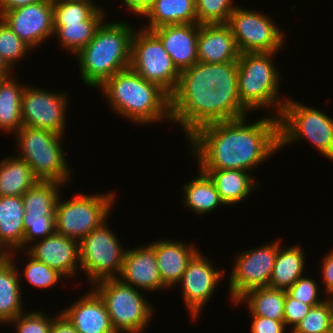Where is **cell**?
<instances>
[{
  "mask_svg": "<svg viewBox=\"0 0 333 333\" xmlns=\"http://www.w3.org/2000/svg\"><path fill=\"white\" fill-rule=\"evenodd\" d=\"M24 238L23 250H26L35 241L41 240L56 232L55 216H31L25 213L23 219Z\"/></svg>",
  "mask_w": 333,
  "mask_h": 333,
  "instance_id": "39",
  "label": "cell"
},
{
  "mask_svg": "<svg viewBox=\"0 0 333 333\" xmlns=\"http://www.w3.org/2000/svg\"><path fill=\"white\" fill-rule=\"evenodd\" d=\"M154 249L157 258V266L163 284L169 289L176 287L181 281L188 262L199 251L194 244H185L175 239H158L149 243Z\"/></svg>",
  "mask_w": 333,
  "mask_h": 333,
  "instance_id": "23",
  "label": "cell"
},
{
  "mask_svg": "<svg viewBox=\"0 0 333 333\" xmlns=\"http://www.w3.org/2000/svg\"><path fill=\"white\" fill-rule=\"evenodd\" d=\"M20 251L8 254L0 262V324H8L21 313L25 312L22 302V286L19 278V267L14 262L15 255ZM21 286V287H20ZM24 310V311H23Z\"/></svg>",
  "mask_w": 333,
  "mask_h": 333,
  "instance_id": "24",
  "label": "cell"
},
{
  "mask_svg": "<svg viewBox=\"0 0 333 333\" xmlns=\"http://www.w3.org/2000/svg\"><path fill=\"white\" fill-rule=\"evenodd\" d=\"M252 333H286L284 321L273 320L267 317L251 316Z\"/></svg>",
  "mask_w": 333,
  "mask_h": 333,
  "instance_id": "44",
  "label": "cell"
},
{
  "mask_svg": "<svg viewBox=\"0 0 333 333\" xmlns=\"http://www.w3.org/2000/svg\"><path fill=\"white\" fill-rule=\"evenodd\" d=\"M276 255L273 273L268 287L287 291L294 282L305 274L306 256L301 245L281 247Z\"/></svg>",
  "mask_w": 333,
  "mask_h": 333,
  "instance_id": "30",
  "label": "cell"
},
{
  "mask_svg": "<svg viewBox=\"0 0 333 333\" xmlns=\"http://www.w3.org/2000/svg\"><path fill=\"white\" fill-rule=\"evenodd\" d=\"M321 268V278L323 279V285L325 294L333 293V250L328 252L322 260Z\"/></svg>",
  "mask_w": 333,
  "mask_h": 333,
  "instance_id": "45",
  "label": "cell"
},
{
  "mask_svg": "<svg viewBox=\"0 0 333 333\" xmlns=\"http://www.w3.org/2000/svg\"><path fill=\"white\" fill-rule=\"evenodd\" d=\"M214 182L222 202L226 205L238 204L259 187L248 171L236 169L202 170ZM253 190V191H252Z\"/></svg>",
  "mask_w": 333,
  "mask_h": 333,
  "instance_id": "27",
  "label": "cell"
},
{
  "mask_svg": "<svg viewBox=\"0 0 333 333\" xmlns=\"http://www.w3.org/2000/svg\"><path fill=\"white\" fill-rule=\"evenodd\" d=\"M99 6L92 0H64L53 3L54 23L85 21Z\"/></svg>",
  "mask_w": 333,
  "mask_h": 333,
  "instance_id": "37",
  "label": "cell"
},
{
  "mask_svg": "<svg viewBox=\"0 0 333 333\" xmlns=\"http://www.w3.org/2000/svg\"><path fill=\"white\" fill-rule=\"evenodd\" d=\"M172 122L180 125L187 139L200 127L246 117L238 93L217 89L201 92H173L170 95Z\"/></svg>",
  "mask_w": 333,
  "mask_h": 333,
  "instance_id": "4",
  "label": "cell"
},
{
  "mask_svg": "<svg viewBox=\"0 0 333 333\" xmlns=\"http://www.w3.org/2000/svg\"><path fill=\"white\" fill-rule=\"evenodd\" d=\"M127 9L141 17L149 10L155 0H121Z\"/></svg>",
  "mask_w": 333,
  "mask_h": 333,
  "instance_id": "47",
  "label": "cell"
},
{
  "mask_svg": "<svg viewBox=\"0 0 333 333\" xmlns=\"http://www.w3.org/2000/svg\"><path fill=\"white\" fill-rule=\"evenodd\" d=\"M320 287L316 280L302 275L294 284L286 291L287 294L295 300L302 303L316 306L322 303L325 299H320Z\"/></svg>",
  "mask_w": 333,
  "mask_h": 333,
  "instance_id": "42",
  "label": "cell"
},
{
  "mask_svg": "<svg viewBox=\"0 0 333 333\" xmlns=\"http://www.w3.org/2000/svg\"><path fill=\"white\" fill-rule=\"evenodd\" d=\"M52 3H57V2H60V1H64V0H50Z\"/></svg>",
  "mask_w": 333,
  "mask_h": 333,
  "instance_id": "52",
  "label": "cell"
},
{
  "mask_svg": "<svg viewBox=\"0 0 333 333\" xmlns=\"http://www.w3.org/2000/svg\"><path fill=\"white\" fill-rule=\"evenodd\" d=\"M286 291L269 287L254 288L247 291L234 305L246 304L251 316L267 317L284 321V302Z\"/></svg>",
  "mask_w": 333,
  "mask_h": 333,
  "instance_id": "31",
  "label": "cell"
},
{
  "mask_svg": "<svg viewBox=\"0 0 333 333\" xmlns=\"http://www.w3.org/2000/svg\"><path fill=\"white\" fill-rule=\"evenodd\" d=\"M49 333H79L74 325L61 313L53 318Z\"/></svg>",
  "mask_w": 333,
  "mask_h": 333,
  "instance_id": "46",
  "label": "cell"
},
{
  "mask_svg": "<svg viewBox=\"0 0 333 333\" xmlns=\"http://www.w3.org/2000/svg\"><path fill=\"white\" fill-rule=\"evenodd\" d=\"M137 29L131 40L129 67L171 95L176 89L181 72L160 39L151 30L143 29L141 26Z\"/></svg>",
  "mask_w": 333,
  "mask_h": 333,
  "instance_id": "10",
  "label": "cell"
},
{
  "mask_svg": "<svg viewBox=\"0 0 333 333\" xmlns=\"http://www.w3.org/2000/svg\"><path fill=\"white\" fill-rule=\"evenodd\" d=\"M40 1L42 0H0V13H4L7 10L16 9Z\"/></svg>",
  "mask_w": 333,
  "mask_h": 333,
  "instance_id": "48",
  "label": "cell"
},
{
  "mask_svg": "<svg viewBox=\"0 0 333 333\" xmlns=\"http://www.w3.org/2000/svg\"><path fill=\"white\" fill-rule=\"evenodd\" d=\"M0 19L34 50L52 39L54 11L50 0L29 4L0 13Z\"/></svg>",
  "mask_w": 333,
  "mask_h": 333,
  "instance_id": "16",
  "label": "cell"
},
{
  "mask_svg": "<svg viewBox=\"0 0 333 333\" xmlns=\"http://www.w3.org/2000/svg\"><path fill=\"white\" fill-rule=\"evenodd\" d=\"M4 78L0 75V82L3 80Z\"/></svg>",
  "mask_w": 333,
  "mask_h": 333,
  "instance_id": "53",
  "label": "cell"
},
{
  "mask_svg": "<svg viewBox=\"0 0 333 333\" xmlns=\"http://www.w3.org/2000/svg\"><path fill=\"white\" fill-rule=\"evenodd\" d=\"M68 95L32 85L22 94L21 117L23 126L65 134L67 126Z\"/></svg>",
  "mask_w": 333,
  "mask_h": 333,
  "instance_id": "14",
  "label": "cell"
},
{
  "mask_svg": "<svg viewBox=\"0 0 333 333\" xmlns=\"http://www.w3.org/2000/svg\"><path fill=\"white\" fill-rule=\"evenodd\" d=\"M118 278L143 292L168 289L160 276L155 251L149 244L126 249Z\"/></svg>",
  "mask_w": 333,
  "mask_h": 333,
  "instance_id": "19",
  "label": "cell"
},
{
  "mask_svg": "<svg viewBox=\"0 0 333 333\" xmlns=\"http://www.w3.org/2000/svg\"><path fill=\"white\" fill-rule=\"evenodd\" d=\"M278 52L240 53L238 61V95L242 106L249 112L269 108L272 116L279 117L287 96H279L281 75L273 57ZM280 98H279V97ZM279 98V99H278ZM252 111V112H250Z\"/></svg>",
  "mask_w": 333,
  "mask_h": 333,
  "instance_id": "5",
  "label": "cell"
},
{
  "mask_svg": "<svg viewBox=\"0 0 333 333\" xmlns=\"http://www.w3.org/2000/svg\"><path fill=\"white\" fill-rule=\"evenodd\" d=\"M15 75L0 82V130L13 135L22 124L21 102L26 84L18 83Z\"/></svg>",
  "mask_w": 333,
  "mask_h": 333,
  "instance_id": "33",
  "label": "cell"
},
{
  "mask_svg": "<svg viewBox=\"0 0 333 333\" xmlns=\"http://www.w3.org/2000/svg\"><path fill=\"white\" fill-rule=\"evenodd\" d=\"M331 321L326 301L312 306L309 313L289 333H331Z\"/></svg>",
  "mask_w": 333,
  "mask_h": 333,
  "instance_id": "40",
  "label": "cell"
},
{
  "mask_svg": "<svg viewBox=\"0 0 333 333\" xmlns=\"http://www.w3.org/2000/svg\"><path fill=\"white\" fill-rule=\"evenodd\" d=\"M332 325V327H331V333H333V324H331Z\"/></svg>",
  "mask_w": 333,
  "mask_h": 333,
  "instance_id": "54",
  "label": "cell"
},
{
  "mask_svg": "<svg viewBox=\"0 0 333 333\" xmlns=\"http://www.w3.org/2000/svg\"><path fill=\"white\" fill-rule=\"evenodd\" d=\"M43 314L41 311H30L21 313L7 325H13L16 333H49L53 318L51 315Z\"/></svg>",
  "mask_w": 333,
  "mask_h": 333,
  "instance_id": "41",
  "label": "cell"
},
{
  "mask_svg": "<svg viewBox=\"0 0 333 333\" xmlns=\"http://www.w3.org/2000/svg\"><path fill=\"white\" fill-rule=\"evenodd\" d=\"M92 289L104 301L117 333H142L154 317L155 308L150 300L119 278L101 280Z\"/></svg>",
  "mask_w": 333,
  "mask_h": 333,
  "instance_id": "8",
  "label": "cell"
},
{
  "mask_svg": "<svg viewBox=\"0 0 333 333\" xmlns=\"http://www.w3.org/2000/svg\"><path fill=\"white\" fill-rule=\"evenodd\" d=\"M99 6L85 21L79 23H54L53 37L62 49L76 55L93 38L97 29L106 21L107 13ZM62 44V45H61Z\"/></svg>",
  "mask_w": 333,
  "mask_h": 333,
  "instance_id": "26",
  "label": "cell"
},
{
  "mask_svg": "<svg viewBox=\"0 0 333 333\" xmlns=\"http://www.w3.org/2000/svg\"><path fill=\"white\" fill-rule=\"evenodd\" d=\"M26 251L67 279L75 277L80 270L79 242L59 233L35 241Z\"/></svg>",
  "mask_w": 333,
  "mask_h": 333,
  "instance_id": "18",
  "label": "cell"
},
{
  "mask_svg": "<svg viewBox=\"0 0 333 333\" xmlns=\"http://www.w3.org/2000/svg\"><path fill=\"white\" fill-rule=\"evenodd\" d=\"M227 24L240 53L279 52L284 47L285 34L272 17L263 12L239 7L230 15Z\"/></svg>",
  "mask_w": 333,
  "mask_h": 333,
  "instance_id": "12",
  "label": "cell"
},
{
  "mask_svg": "<svg viewBox=\"0 0 333 333\" xmlns=\"http://www.w3.org/2000/svg\"><path fill=\"white\" fill-rule=\"evenodd\" d=\"M200 24L165 25L151 30L161 41L181 72L198 62L197 39Z\"/></svg>",
  "mask_w": 333,
  "mask_h": 333,
  "instance_id": "20",
  "label": "cell"
},
{
  "mask_svg": "<svg viewBox=\"0 0 333 333\" xmlns=\"http://www.w3.org/2000/svg\"><path fill=\"white\" fill-rule=\"evenodd\" d=\"M198 24L227 23L235 10L233 0H195Z\"/></svg>",
  "mask_w": 333,
  "mask_h": 333,
  "instance_id": "38",
  "label": "cell"
},
{
  "mask_svg": "<svg viewBox=\"0 0 333 333\" xmlns=\"http://www.w3.org/2000/svg\"><path fill=\"white\" fill-rule=\"evenodd\" d=\"M197 177L186 182L183 187V205L191 209L196 215L204 216L214 210L225 206L216 186L207 173L198 168Z\"/></svg>",
  "mask_w": 333,
  "mask_h": 333,
  "instance_id": "29",
  "label": "cell"
},
{
  "mask_svg": "<svg viewBox=\"0 0 333 333\" xmlns=\"http://www.w3.org/2000/svg\"><path fill=\"white\" fill-rule=\"evenodd\" d=\"M129 24L125 20L104 21L94 38L75 55L85 85L99 89L116 73L129 68L135 31Z\"/></svg>",
  "mask_w": 333,
  "mask_h": 333,
  "instance_id": "3",
  "label": "cell"
},
{
  "mask_svg": "<svg viewBox=\"0 0 333 333\" xmlns=\"http://www.w3.org/2000/svg\"><path fill=\"white\" fill-rule=\"evenodd\" d=\"M61 199L60 195L54 215L56 233L80 242L108 220L116 195L112 191L92 195L81 193L67 201Z\"/></svg>",
  "mask_w": 333,
  "mask_h": 333,
  "instance_id": "9",
  "label": "cell"
},
{
  "mask_svg": "<svg viewBox=\"0 0 333 333\" xmlns=\"http://www.w3.org/2000/svg\"><path fill=\"white\" fill-rule=\"evenodd\" d=\"M38 181L31 167L16 155L0 161V196H22Z\"/></svg>",
  "mask_w": 333,
  "mask_h": 333,
  "instance_id": "32",
  "label": "cell"
},
{
  "mask_svg": "<svg viewBox=\"0 0 333 333\" xmlns=\"http://www.w3.org/2000/svg\"><path fill=\"white\" fill-rule=\"evenodd\" d=\"M324 299H325L328 309H329L331 324H333V293L326 295V297Z\"/></svg>",
  "mask_w": 333,
  "mask_h": 333,
  "instance_id": "50",
  "label": "cell"
},
{
  "mask_svg": "<svg viewBox=\"0 0 333 333\" xmlns=\"http://www.w3.org/2000/svg\"><path fill=\"white\" fill-rule=\"evenodd\" d=\"M312 305L295 300L286 293L284 302V324L291 332L297 324L309 313Z\"/></svg>",
  "mask_w": 333,
  "mask_h": 333,
  "instance_id": "43",
  "label": "cell"
},
{
  "mask_svg": "<svg viewBox=\"0 0 333 333\" xmlns=\"http://www.w3.org/2000/svg\"><path fill=\"white\" fill-rule=\"evenodd\" d=\"M279 248L280 238H277L261 247L236 253L228 281L231 303L251 289L268 287Z\"/></svg>",
  "mask_w": 333,
  "mask_h": 333,
  "instance_id": "13",
  "label": "cell"
},
{
  "mask_svg": "<svg viewBox=\"0 0 333 333\" xmlns=\"http://www.w3.org/2000/svg\"><path fill=\"white\" fill-rule=\"evenodd\" d=\"M60 312L79 333H117L104 301L93 289Z\"/></svg>",
  "mask_w": 333,
  "mask_h": 333,
  "instance_id": "21",
  "label": "cell"
},
{
  "mask_svg": "<svg viewBox=\"0 0 333 333\" xmlns=\"http://www.w3.org/2000/svg\"><path fill=\"white\" fill-rule=\"evenodd\" d=\"M247 116L200 127L187 140L201 170L251 172L279 151V119L272 112L254 122Z\"/></svg>",
  "mask_w": 333,
  "mask_h": 333,
  "instance_id": "1",
  "label": "cell"
},
{
  "mask_svg": "<svg viewBox=\"0 0 333 333\" xmlns=\"http://www.w3.org/2000/svg\"><path fill=\"white\" fill-rule=\"evenodd\" d=\"M149 19L143 29L153 30L165 25L198 23L195 0H155L143 15Z\"/></svg>",
  "mask_w": 333,
  "mask_h": 333,
  "instance_id": "28",
  "label": "cell"
},
{
  "mask_svg": "<svg viewBox=\"0 0 333 333\" xmlns=\"http://www.w3.org/2000/svg\"><path fill=\"white\" fill-rule=\"evenodd\" d=\"M15 73H12V69L7 65V63L0 56V75L3 78L9 77Z\"/></svg>",
  "mask_w": 333,
  "mask_h": 333,
  "instance_id": "49",
  "label": "cell"
},
{
  "mask_svg": "<svg viewBox=\"0 0 333 333\" xmlns=\"http://www.w3.org/2000/svg\"><path fill=\"white\" fill-rule=\"evenodd\" d=\"M202 252L198 251L188 262L183 273L179 288H181L182 298L191 319L196 320L206 302H209L216 291L220 280L225 278V270H218Z\"/></svg>",
  "mask_w": 333,
  "mask_h": 333,
  "instance_id": "15",
  "label": "cell"
},
{
  "mask_svg": "<svg viewBox=\"0 0 333 333\" xmlns=\"http://www.w3.org/2000/svg\"><path fill=\"white\" fill-rule=\"evenodd\" d=\"M24 216L22 196H0V249L6 256L23 251Z\"/></svg>",
  "mask_w": 333,
  "mask_h": 333,
  "instance_id": "25",
  "label": "cell"
},
{
  "mask_svg": "<svg viewBox=\"0 0 333 333\" xmlns=\"http://www.w3.org/2000/svg\"><path fill=\"white\" fill-rule=\"evenodd\" d=\"M279 119V151L289 144L311 142L319 153L333 161V118L318 108L293 98L283 105Z\"/></svg>",
  "mask_w": 333,
  "mask_h": 333,
  "instance_id": "7",
  "label": "cell"
},
{
  "mask_svg": "<svg viewBox=\"0 0 333 333\" xmlns=\"http://www.w3.org/2000/svg\"><path fill=\"white\" fill-rule=\"evenodd\" d=\"M197 50L198 61L205 63L237 61L240 55L227 23L200 24Z\"/></svg>",
  "mask_w": 333,
  "mask_h": 333,
  "instance_id": "22",
  "label": "cell"
},
{
  "mask_svg": "<svg viewBox=\"0 0 333 333\" xmlns=\"http://www.w3.org/2000/svg\"><path fill=\"white\" fill-rule=\"evenodd\" d=\"M238 61L225 63L197 62L181 71L174 92H201L217 89L238 93Z\"/></svg>",
  "mask_w": 333,
  "mask_h": 333,
  "instance_id": "17",
  "label": "cell"
},
{
  "mask_svg": "<svg viewBox=\"0 0 333 333\" xmlns=\"http://www.w3.org/2000/svg\"><path fill=\"white\" fill-rule=\"evenodd\" d=\"M6 257L4 252L0 249V262Z\"/></svg>",
  "mask_w": 333,
  "mask_h": 333,
  "instance_id": "51",
  "label": "cell"
},
{
  "mask_svg": "<svg viewBox=\"0 0 333 333\" xmlns=\"http://www.w3.org/2000/svg\"><path fill=\"white\" fill-rule=\"evenodd\" d=\"M27 254L26 259L28 261L24 265L23 273L19 272V278L27 280L28 285H32L36 289H48L52 288L55 284L62 281L65 278L57 270L47 266L43 262L36 260L26 250H24V256Z\"/></svg>",
  "mask_w": 333,
  "mask_h": 333,
  "instance_id": "35",
  "label": "cell"
},
{
  "mask_svg": "<svg viewBox=\"0 0 333 333\" xmlns=\"http://www.w3.org/2000/svg\"><path fill=\"white\" fill-rule=\"evenodd\" d=\"M16 135L17 157L23 159L41 181H70L71 166L65 158L62 139L65 135L53 131L22 126Z\"/></svg>",
  "mask_w": 333,
  "mask_h": 333,
  "instance_id": "6",
  "label": "cell"
},
{
  "mask_svg": "<svg viewBox=\"0 0 333 333\" xmlns=\"http://www.w3.org/2000/svg\"><path fill=\"white\" fill-rule=\"evenodd\" d=\"M32 49L0 19V56L14 71ZM16 64V65H15Z\"/></svg>",
  "mask_w": 333,
  "mask_h": 333,
  "instance_id": "36",
  "label": "cell"
},
{
  "mask_svg": "<svg viewBox=\"0 0 333 333\" xmlns=\"http://www.w3.org/2000/svg\"><path fill=\"white\" fill-rule=\"evenodd\" d=\"M107 220L79 242L80 270L93 284L118 278L124 261L123 244L108 227Z\"/></svg>",
  "mask_w": 333,
  "mask_h": 333,
  "instance_id": "11",
  "label": "cell"
},
{
  "mask_svg": "<svg viewBox=\"0 0 333 333\" xmlns=\"http://www.w3.org/2000/svg\"><path fill=\"white\" fill-rule=\"evenodd\" d=\"M65 184L39 180L22 195L25 213L31 216H54L60 190Z\"/></svg>",
  "mask_w": 333,
  "mask_h": 333,
  "instance_id": "34",
  "label": "cell"
},
{
  "mask_svg": "<svg viewBox=\"0 0 333 333\" xmlns=\"http://www.w3.org/2000/svg\"><path fill=\"white\" fill-rule=\"evenodd\" d=\"M100 90L118 116L134 124L170 121V95L155 83L126 68L109 78Z\"/></svg>",
  "mask_w": 333,
  "mask_h": 333,
  "instance_id": "2",
  "label": "cell"
}]
</instances>
